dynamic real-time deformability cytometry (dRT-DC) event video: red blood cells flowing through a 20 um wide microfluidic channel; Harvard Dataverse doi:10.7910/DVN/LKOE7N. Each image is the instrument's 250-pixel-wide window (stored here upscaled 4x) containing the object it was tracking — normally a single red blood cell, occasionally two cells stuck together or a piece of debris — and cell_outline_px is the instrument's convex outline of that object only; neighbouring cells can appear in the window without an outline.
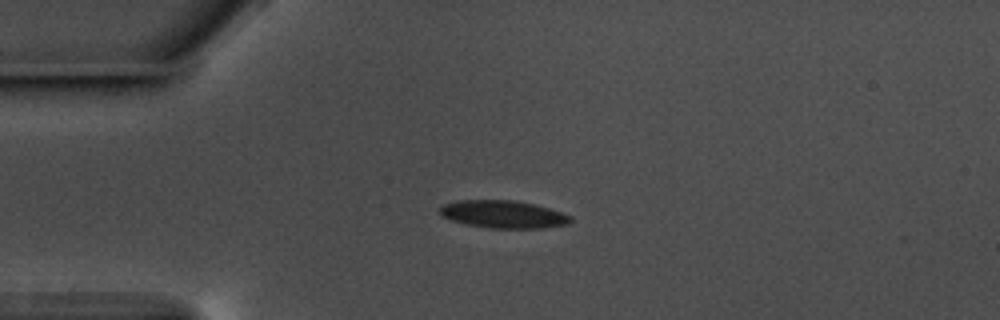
{"species": "common noctule bat (a hibernating species)", "species_latin": "Nyctalus noctula", "temperature_condition": "warm", "stored_images_in_passage": 44, "camera_frame_rate_fps": 3000, "um_per_image_px": 0.085, "animal": {"sex": "male", "body_mass_g": 17.5, "forearm_length_mm": 52.3}, "frame": {"image": 1, "passage_image": 1, "time_ms": 0.0, "image_size_px": [1000, 320], "cell_outline_px": [[572, 220], [568, 224], [540, 228], [488, 228], [464, 224], [440, 216], [440, 208], [444, 204], [460, 200], [516, 200], [548, 208], [572, 216]], "centroid_in_image_um": [42.76, 18.22], "position_along_channel_um": 42.2, "area_um2": 20.98}}
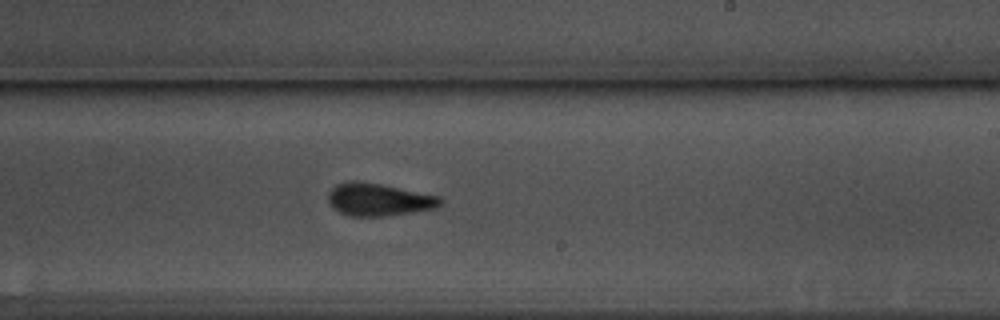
{"frame": {"image": 2, "passage_image": 21, "time_ms": 6.667, "image_size_px": [1000, 320], "cell_outline_px": [[440, 204], [436, 208], [412, 212], [384, 216], [348, 216], [332, 208], [328, 200], [328, 192], [336, 184], [352, 180], [356, 180], [380, 184], [440, 196]], "centroid_in_image_um": [32.13, 16.96], "position_along_channel_um": 256.9, "area_um2": 21.21}}
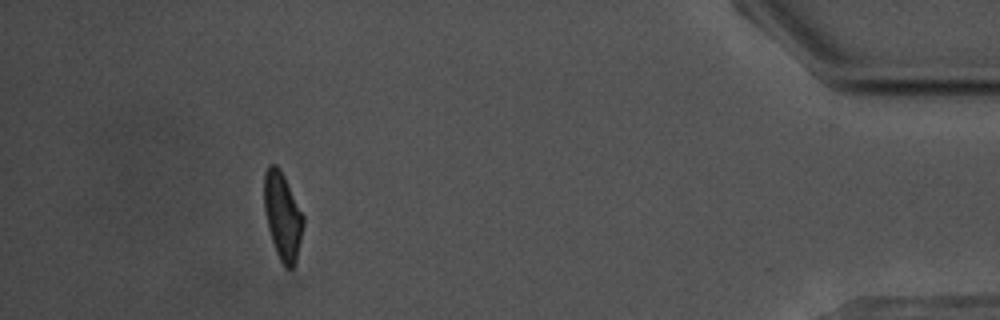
{"frame": {"image": 3, "passage_image": 39, "time_ms": 12.667, "image_size_px": [1000, 320], "cell_outline_px": [[304, 224], [296, 264], [292, 268], [284, 268], [276, 252], [268, 228], [264, 208], [264, 172], [268, 164], [276, 164], [280, 168], [304, 216]], "centroid_in_image_um": [24.02, 18.37], "position_along_channel_um": 411.2, "area_um2": 20.06}, "authors_computed_cell_mechanics": {"area_um2": 20.8947, "velocity_mm_per_s": 3.5756, "shape_relaxation_time_tau1_ms": 3.0725, "shape_relaxation_time_tau2_ms": 1.5237, "deformation_change_tau1": 0.1438, "deformation_change_tau2": 0.0944}}